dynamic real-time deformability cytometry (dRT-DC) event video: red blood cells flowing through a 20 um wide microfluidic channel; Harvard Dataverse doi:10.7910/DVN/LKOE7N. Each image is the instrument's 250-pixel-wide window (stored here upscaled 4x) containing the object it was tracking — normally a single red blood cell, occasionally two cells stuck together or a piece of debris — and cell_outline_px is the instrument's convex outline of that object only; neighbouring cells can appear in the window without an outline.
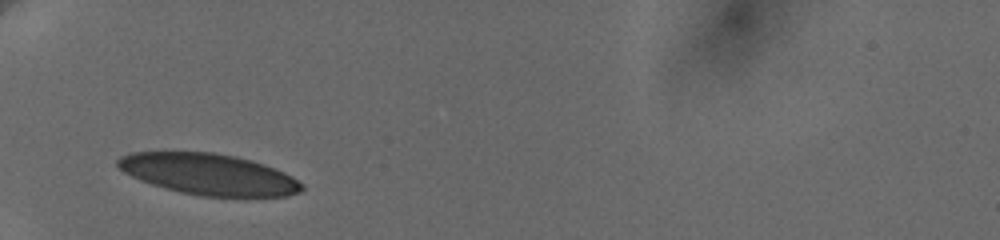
{"species": "human", "species_latin": "Homo sapiens", "temperature_condition": "cold", "stored_images_in_passage": 48, "camera_frame_rate_fps": 3000, "um_per_image_px": 0.085, "donor": {"sex": "female"}, "frame": {"image": 1, "passage_image": 1, "time_ms": 0.0, "image_size_px": [1000, 240], "cell_outline_px": [[304, 188], [300, 192], [284, 196], [200, 196], [180, 192], [164, 188], [140, 180], [124, 172], [116, 164], [116, 160], [120, 156], [132, 152], [216, 152], [236, 156], [264, 164], [284, 172], [292, 176], [304, 184]], "centroid_in_image_um": [17.74, 14.8], "position_along_channel_um": 67.3, "area_um2": 44.1}}
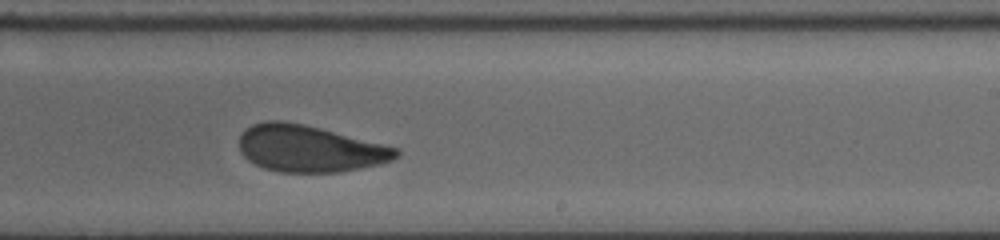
{"frame": {"image": 2, "passage_image": 32, "time_ms": 5.667, "image_size_px": [1000, 240], "cell_outline_px": [[400, 156], [392, 160], [360, 168], [336, 172], [280, 172], [264, 168], [248, 160], [240, 152], [240, 136], [252, 124], [268, 120], [284, 120], [304, 124], [400, 148]], "centroid_in_image_um": [26.32, 12.62], "position_along_channel_um": 262.7, "area_um2": 42.54}}
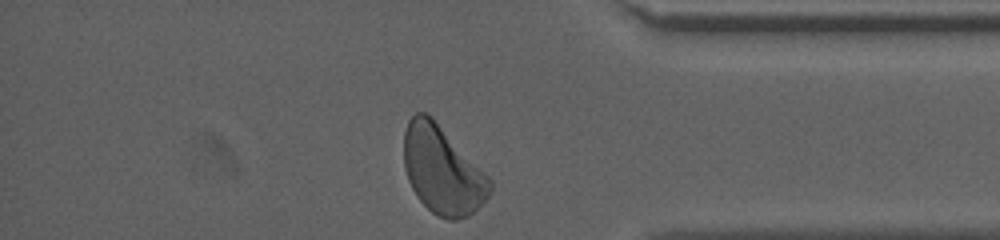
{"frame": {"image": 3, "passage_image": 48, "time_ms": 9.667, "image_size_px": [1000, 240], "cell_outline_px": [[492, 192], [468, 216], [456, 220], [448, 220], [432, 212], [416, 196], [408, 180], [404, 168], [404, 132], [408, 120], [416, 112], [424, 112], [432, 116], [492, 180]], "centroid_in_image_um": [37.59, 14.45], "position_along_channel_um": 397.6, "area_um2": 43.87}, "authors_computed_cell_mechanics": {"area_um2": 44.1014, "velocity_mm_per_s": 3.63, "shape_relaxation_time_tau1_ms": 4.9124, "shape_relaxation_time_tau2_ms": 2.1241, "deformation_change_tau1": 0.1344, "deformation_change_tau2": 0.0751}}